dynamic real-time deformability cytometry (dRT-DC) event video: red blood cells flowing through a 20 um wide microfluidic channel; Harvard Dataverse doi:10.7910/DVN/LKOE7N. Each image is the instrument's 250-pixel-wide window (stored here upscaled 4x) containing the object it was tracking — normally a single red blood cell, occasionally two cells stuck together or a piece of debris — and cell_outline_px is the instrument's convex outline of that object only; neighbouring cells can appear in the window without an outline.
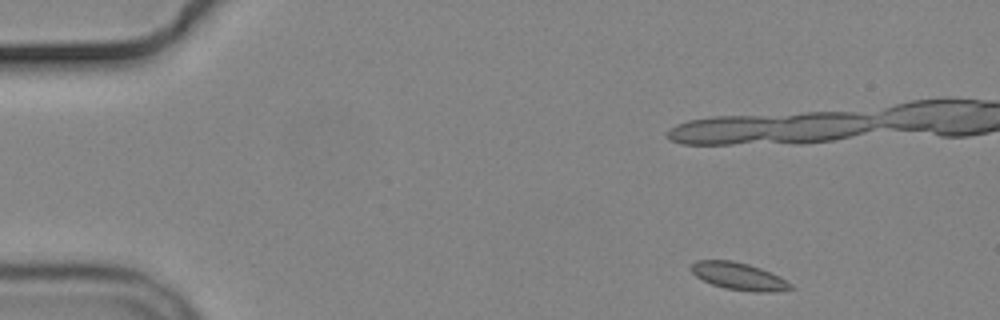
{"species": "common noctule bat (a hibernating species)", "species_latin": "Nyctalus noctula", "temperature_condition": "cold", "stored_images_in_passage": 9, "camera_frame_rate_fps": 3000, "um_per_image_px": 0.085, "animal": {"sex": "male", "body_mass_g": 19.2, "forearm_length_mm": 51.8}, "frame": {"image": 1, "passage_image": 2, "time_ms": 1.0, "image_size_px": [1000, 320], "cell_outline_px": [[792, 288], [776, 292], [756, 292], [724, 288], [712, 284], [696, 276], [692, 272], [692, 264], [696, 260], [732, 260], [748, 264], [760, 268], [780, 276], [792, 284]], "centroid_in_image_um": [62.82, 23.48], "position_along_channel_um": 22.2, "area_um2": 15.72}}
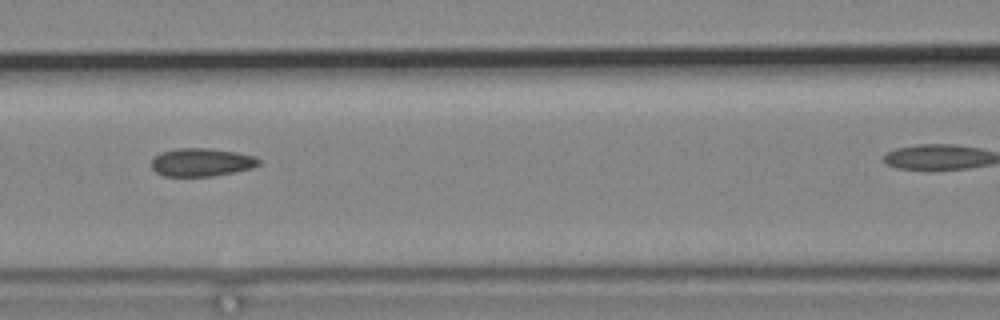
{"frame": {"image": 2, "passage_image": 7, "time_ms": 7.667, "image_size_px": [1000, 320], "cell_outline_px": [[260, 164], [252, 168], [212, 176], [164, 176], [156, 172], [152, 168], [152, 160], [160, 152], [176, 148], [208, 148], [236, 152], [252, 156], [260, 160]], "centroid_in_image_um": [17.1, 13.79], "position_along_channel_um": 149.5, "area_um2": 17.46}}
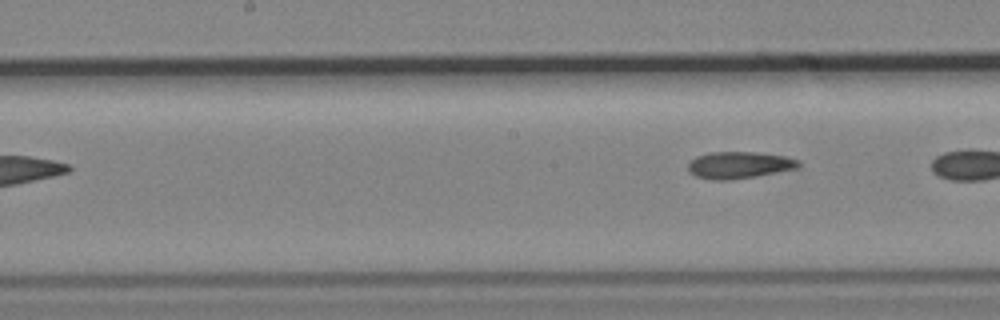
{"frame": {"image": 3, "passage_image": 9, "time_ms": 10.333, "image_size_px": [1000, 320], "cell_outline_px": [[800, 164], [796, 168], [756, 176], [732, 180], [712, 180], [696, 176], [688, 172], [688, 164], [696, 156], [708, 152], [756, 152], [784, 156], [796, 160]], "centroid_in_image_um": [62.76, 14.03], "position_along_channel_um": 185.4, "area_um2": 17.17}}